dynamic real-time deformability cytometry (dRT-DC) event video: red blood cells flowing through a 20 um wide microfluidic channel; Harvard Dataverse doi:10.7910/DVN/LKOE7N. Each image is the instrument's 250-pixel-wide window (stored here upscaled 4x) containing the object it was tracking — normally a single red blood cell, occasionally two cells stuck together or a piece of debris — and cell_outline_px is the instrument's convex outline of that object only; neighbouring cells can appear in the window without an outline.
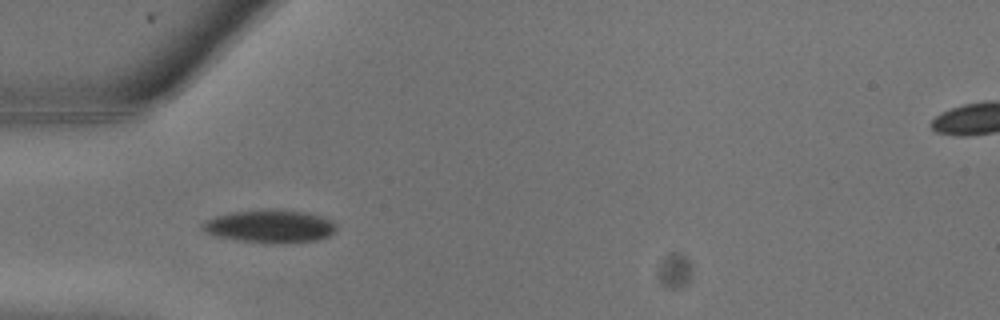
{"species": "common noctule bat (a hibernating species)", "species_latin": "Nyctalus noctula", "temperature_condition": "warm", "stored_images_in_passage": 23, "camera_frame_rate_fps": 3000, "um_per_image_px": 0.085, "animal": {"sex": "male", "body_mass_g": 13.3}, "frame": {"image": 1, "passage_image": 8, "time_ms": 2.333, "image_size_px": [1000, 320], "cell_outline_px": [[336, 232], [320, 240], [240, 240], [216, 236], [200, 228], [200, 224], [216, 216], [232, 212], [272, 208], [304, 212], [320, 216], [332, 220], [336, 224]], "centroid_in_image_um": [22.96, 19.17], "position_along_channel_um": 62.0, "area_um2": 24.62}}
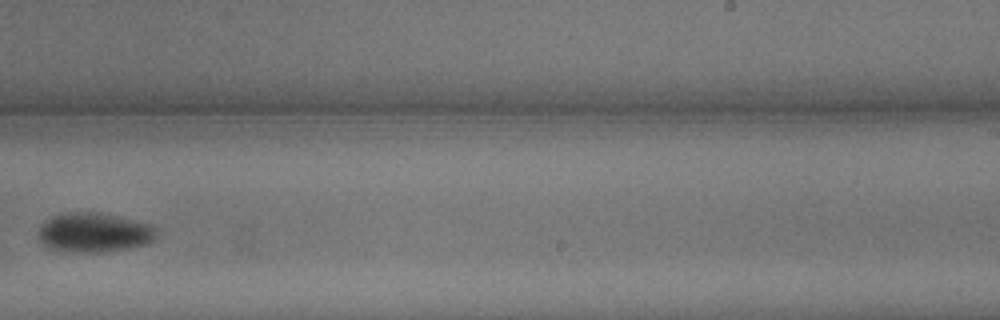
{"frame": {"image": 2, "passage_image": 16, "time_ms": 5.0, "image_size_px": [1000, 320], "cell_outline_px": [[160, 232], [148, 244], [108, 252], [64, 252], [52, 248], [44, 244], [40, 240], [40, 224], [52, 216], [64, 212], [100, 212], [120, 216], [152, 224], [160, 228]], "centroid_in_image_um": [8.07, 19.75], "position_along_channel_um": 280.9, "area_um2": 27.69}}
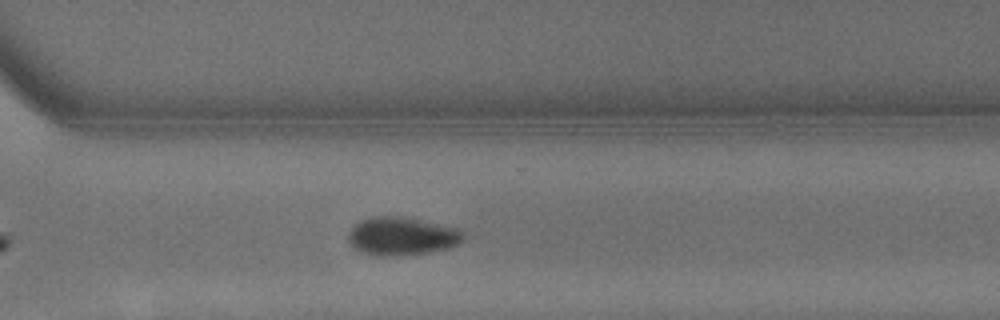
{"frame": {"image": 3, "passage_image": 18, "time_ms": 5.667, "image_size_px": [1000, 320], "cell_outline_px": [[464, 236], [452, 248], [428, 252], [392, 256], [380, 256], [360, 252], [348, 240], [348, 236], [352, 228], [360, 220], [372, 216], [400, 216], [460, 228], [464, 232]], "centroid_in_image_um": [34.17, 20.07], "position_along_channel_um": 336.4, "area_um2": 25.49}}